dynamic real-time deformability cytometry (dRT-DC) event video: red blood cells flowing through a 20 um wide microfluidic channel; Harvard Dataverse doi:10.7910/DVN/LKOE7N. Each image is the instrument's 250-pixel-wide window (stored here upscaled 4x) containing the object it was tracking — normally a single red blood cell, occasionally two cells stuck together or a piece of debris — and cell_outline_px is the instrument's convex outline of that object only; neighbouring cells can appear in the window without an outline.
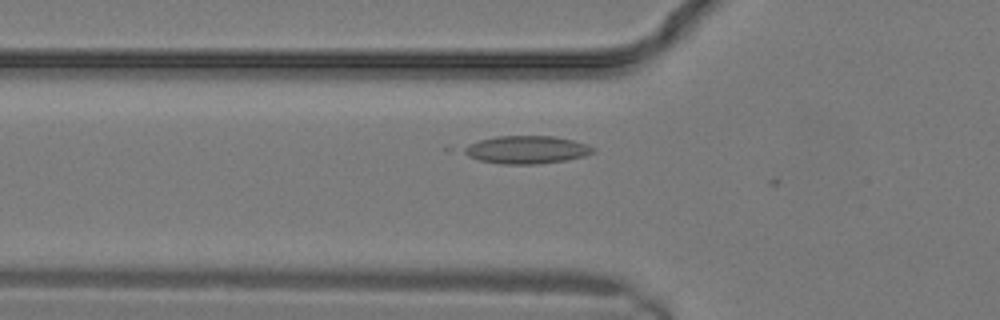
{"species": "common noctule bat (a hibernating species)", "species_latin": "Nyctalus noctula", "temperature_condition": "warm", "stored_images_in_passage": 3, "camera_frame_rate_fps": 3000, "um_per_image_px": 0.085, "animal": {"sex": "male", "body_mass_g": 19.2, "forearm_length_mm": 51.8}, "frame": {"image": 1, "passage_image": 2, "time_ms": 0.333, "image_size_px": [1000, 320], "cell_outline_px": [[596, 152], [584, 156], [564, 160], [536, 164], [504, 164], [480, 160], [468, 156], [460, 152], [460, 148], [468, 144], [480, 140], [496, 136], [556, 136], [588, 144], [596, 148]], "centroid_in_image_um": [44.74, 12.72], "position_along_channel_um": 81.1, "area_um2": 21.1}}